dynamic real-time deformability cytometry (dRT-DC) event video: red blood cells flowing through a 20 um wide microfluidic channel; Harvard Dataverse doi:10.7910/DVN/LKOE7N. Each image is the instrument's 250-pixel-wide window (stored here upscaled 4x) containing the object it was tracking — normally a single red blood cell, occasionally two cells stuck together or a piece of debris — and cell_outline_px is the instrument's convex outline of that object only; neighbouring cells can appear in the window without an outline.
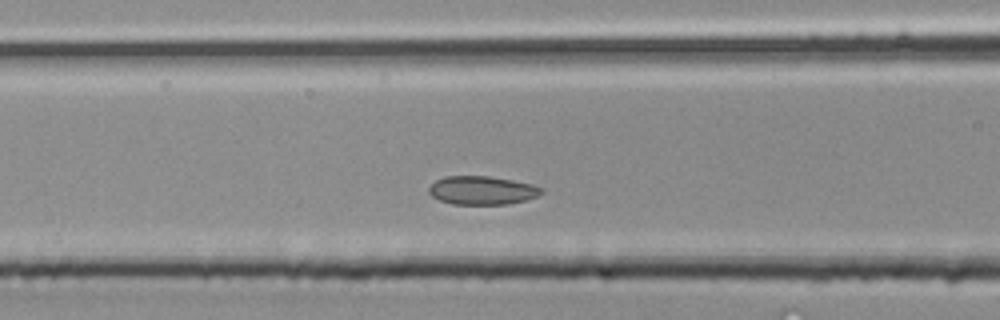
{"species": "common noctule bat (a hibernating species)", "species_latin": "Nyctalus noctula", "temperature_condition": "room temperature", "stored_images_in_passage": 5, "segment_of_instrument_passage": [2, 2], "camera_frame_rate_fps": 3000, "um_per_image_px": 0.085, "animal": {"sex": "male", "body_mass_g": 20.4}, "frame": {"image": 1, "passage_image": 5, "time_ms": 1.333, "image_size_px": [1000, 320], "cell_outline_px": [[544, 192], [536, 196], [524, 200], [508, 204], [452, 204], [440, 200], [432, 196], [428, 192], [428, 188], [436, 180], [444, 176], [488, 176], [512, 180], [532, 184], [544, 188]], "centroid_in_image_um": [40.97, 16.17], "position_along_channel_um": 125.6, "area_um2": 18.67}}